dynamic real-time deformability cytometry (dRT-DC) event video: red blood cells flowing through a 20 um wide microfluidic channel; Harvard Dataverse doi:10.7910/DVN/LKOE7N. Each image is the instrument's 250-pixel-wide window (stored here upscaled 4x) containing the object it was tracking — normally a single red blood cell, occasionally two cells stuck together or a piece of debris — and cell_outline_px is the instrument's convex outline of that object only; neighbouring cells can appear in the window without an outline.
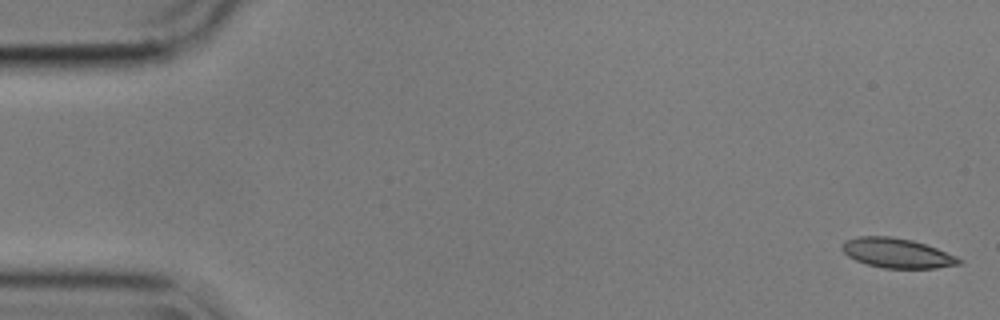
{"species": "common noctule bat (a hibernating species)", "species_latin": "Nyctalus noctula", "temperature_condition": "cold", "stored_images_in_passage": 55, "camera_frame_rate_fps": 3000, "um_per_image_px": 0.085, "animal": {"sex": "male", "body_mass_g": 17.9}, "frame": {"image": 1, "passage_image": 1, "time_ms": 0.0, "image_size_px": [1000, 320], "cell_outline_px": [[964, 260], [960, 264], [936, 268], [884, 268], [868, 264], [856, 260], [848, 256], [840, 248], [844, 240], [856, 236], [892, 236], [912, 240], [936, 248], [956, 256]], "centroid_in_image_um": [76.23, 21.5], "position_along_channel_um": 8.8, "area_um2": 20.23}}
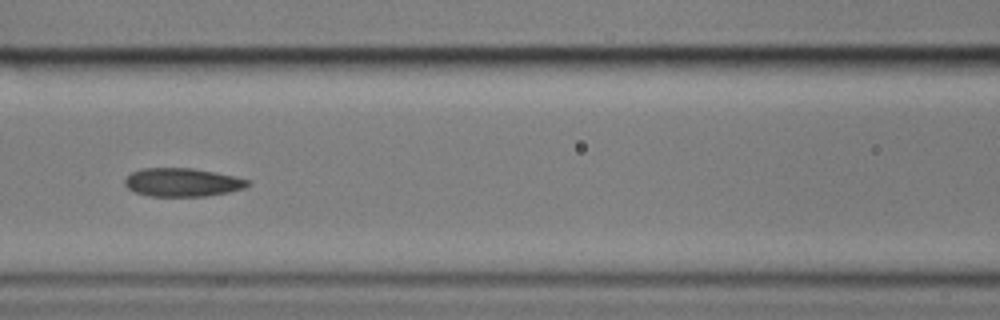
{"frame": {"image": 2, "passage_image": 24, "time_ms": 7.667, "image_size_px": [1000, 320], "cell_outline_px": [[252, 184], [244, 188], [228, 192], [204, 196], [148, 196], [136, 192], [128, 188], [124, 184], [124, 180], [132, 172], [140, 168], [192, 168], [216, 172], [236, 176], [252, 180]], "centroid_in_image_um": [15.54, 15.49], "position_along_channel_um": 151.1, "area_um2": 20.52}}
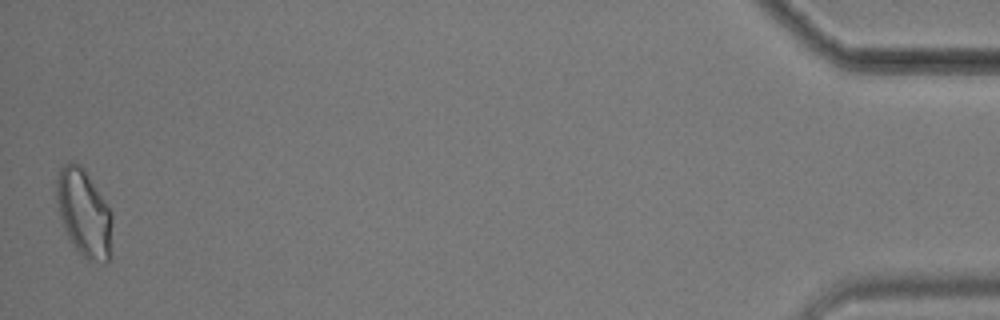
{"frame": {"image": 3, "passage_image": 55, "time_ms": 18.0, "image_size_px": [1000, 320], "cell_outline_px": [[112, 256], [108, 264], [104, 264], [88, 260], [76, 248], [68, 236], [60, 216], [56, 200], [56, 180], [60, 168], [68, 160], [72, 160], [80, 164], [84, 168], [112, 212]], "centroid_in_image_um": [7.17, 18.12], "position_along_channel_um": 428.0, "area_um2": 28.78}, "authors_computed_cell_mechanics": {"area_um2": 20.8658, "velocity_mm_per_s": 3.5581, "shape_relaxation_time_tau1_ms": null, "shape_relaxation_time_tau2_ms": 2.8303, "deformation_change_tau1": null, "deformation_change_tau2": 0.097}}